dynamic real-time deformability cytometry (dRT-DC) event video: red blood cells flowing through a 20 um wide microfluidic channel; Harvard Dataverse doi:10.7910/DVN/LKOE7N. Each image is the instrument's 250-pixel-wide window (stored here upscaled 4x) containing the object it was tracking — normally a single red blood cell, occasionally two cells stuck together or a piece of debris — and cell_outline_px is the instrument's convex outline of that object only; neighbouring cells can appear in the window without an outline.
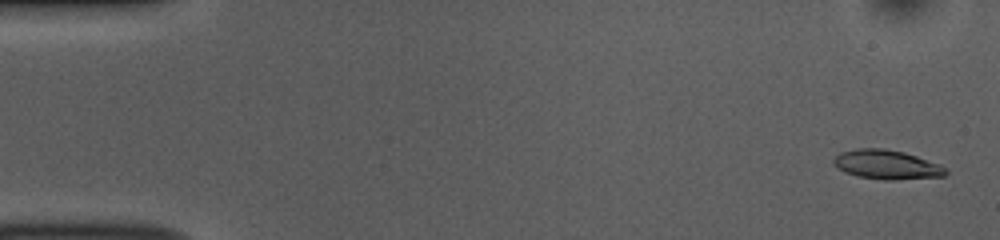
{"species": "common noctule bat (a hibernating species)", "species_latin": "Nyctalus noctula", "temperature_condition": "room temperature", "stored_images_in_passage": 52, "camera_frame_rate_fps": 3000, "um_per_image_px": 0.085, "animal": {"sex": "female", "body_mass_g": 10.0, "forearm_length_mm": 53.1}, "frame": {"image": 1, "passage_image": 2, "time_ms": 0.333, "image_size_px": [1000, 240], "cell_outline_px": [[948, 172], [944, 176], [892, 180], [884, 180], [856, 176], [844, 172], [832, 164], [832, 160], [840, 152], [856, 148], [884, 148], [904, 152], [940, 164]], "centroid_in_image_um": [75.33, 13.99], "position_along_channel_um": 9.7, "area_um2": 19.19}}
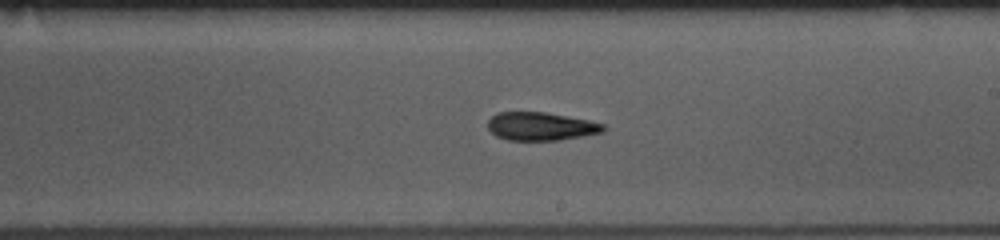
{"frame": {"image": 2, "passage_image": 31, "time_ms": 10.0, "image_size_px": [1000, 240], "cell_outline_px": [[608, 128], [604, 132], [560, 140], [508, 140], [496, 136], [488, 128], [488, 120], [496, 112], [544, 112], [588, 120], [604, 124]], "centroid_in_image_um": [45.98, 10.74], "position_along_channel_um": 243.0, "area_um2": 19.02}}
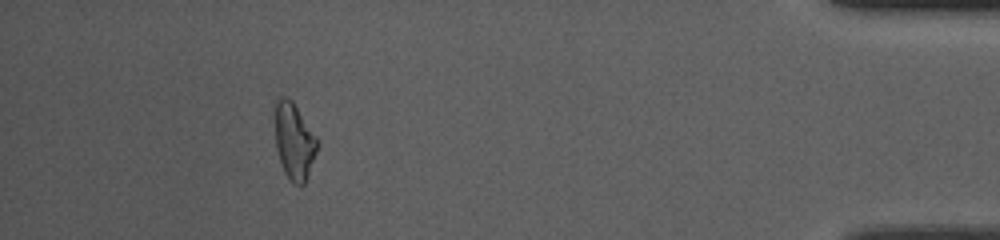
{"frame": {"image": 3, "passage_image": 49, "time_ms": 16.0, "image_size_px": [1000, 240], "cell_outline_px": [[320, 140], [316, 152], [304, 184], [292, 184], [284, 172], [276, 148], [276, 100], [280, 96], [288, 96], [292, 100]], "centroid_in_image_um": [25.02, 11.97], "position_along_channel_um": 410.2, "area_um2": 18.79}, "authors_computed_cell_mechanics": {"area_um2": 19.1029, "velocity_mm_per_s": 3.7266, "shape_relaxation_time_tau1_ms": 4.7383, "shape_relaxation_time_tau2_ms": 5.6249, "deformation_change_tau1": 0.1351, "deformation_change_tau2": 0.1554}}